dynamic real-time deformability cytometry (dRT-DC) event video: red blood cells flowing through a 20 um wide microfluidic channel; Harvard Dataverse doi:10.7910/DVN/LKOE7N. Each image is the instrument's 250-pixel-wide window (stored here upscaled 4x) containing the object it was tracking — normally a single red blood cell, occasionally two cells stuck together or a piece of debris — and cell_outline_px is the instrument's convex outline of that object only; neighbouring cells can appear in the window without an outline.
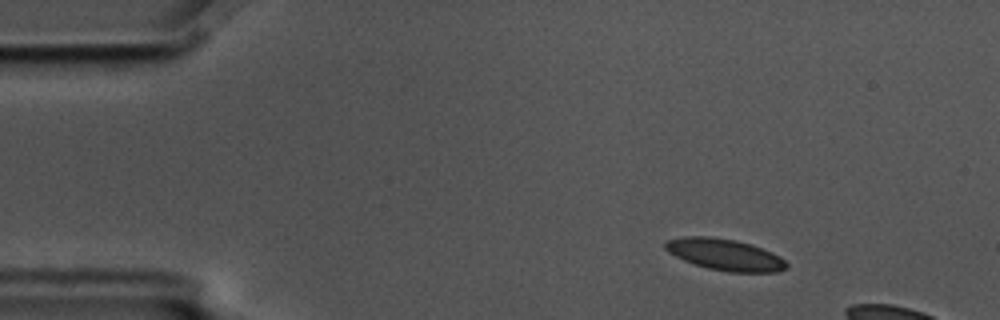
{"species": "common noctule bat (a hibernating species)", "species_latin": "Nyctalus noctula", "temperature_condition": "cold", "stored_images_in_passage": 3, "camera_frame_rate_fps": 3000, "um_per_image_px": 0.085, "animal": {"sex": "male", "body_mass_g": 17.5, "forearm_length_mm": 52.3}, "frame": {"image": 1, "passage_image": 1, "time_ms": 0.0, "image_size_px": [1000, 320], "cell_outline_px": [[788, 268], [776, 272], [728, 272], [708, 268], [684, 260], [668, 252], [664, 248], [664, 244], [668, 240], [684, 236], [712, 236], [736, 240], [752, 244], [772, 252], [780, 256], [788, 264]], "centroid_in_image_um": [61.64, 21.63], "position_along_channel_um": 23.4, "area_um2": 22.31}}